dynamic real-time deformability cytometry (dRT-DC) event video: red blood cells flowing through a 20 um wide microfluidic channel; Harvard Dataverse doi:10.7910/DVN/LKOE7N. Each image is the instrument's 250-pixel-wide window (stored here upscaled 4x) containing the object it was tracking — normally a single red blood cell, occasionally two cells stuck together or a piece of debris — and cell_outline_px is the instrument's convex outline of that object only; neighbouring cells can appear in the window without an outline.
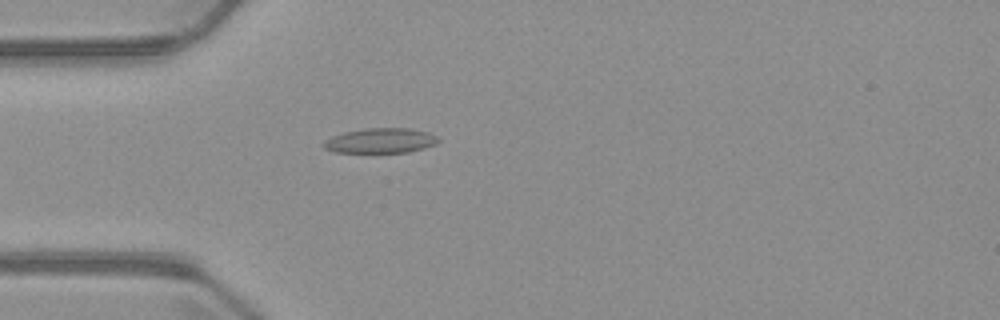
{"species": "common noctule bat (a hibernating species)", "species_latin": "Nyctalus noctula", "temperature_condition": "warm", "stored_images_in_passage": 4, "camera_frame_rate_fps": 3000, "um_per_image_px": 0.085, "animal": {"sex": "male", "body_mass_g": 23.1, "forearm_length_mm": 52.7}, "frame": {"image": 1, "passage_image": 4, "time_ms": 3.667, "image_size_px": [1000, 320], "cell_outline_px": [[440, 140], [436, 144], [424, 148], [408, 152], [336, 152], [324, 148], [320, 144], [324, 140], [332, 136], [344, 132], [364, 128], [408, 128], [428, 132], [440, 136]], "centroid_in_image_um": [32.36, 11.95], "position_along_channel_um": 52.6, "area_um2": 16.82}}